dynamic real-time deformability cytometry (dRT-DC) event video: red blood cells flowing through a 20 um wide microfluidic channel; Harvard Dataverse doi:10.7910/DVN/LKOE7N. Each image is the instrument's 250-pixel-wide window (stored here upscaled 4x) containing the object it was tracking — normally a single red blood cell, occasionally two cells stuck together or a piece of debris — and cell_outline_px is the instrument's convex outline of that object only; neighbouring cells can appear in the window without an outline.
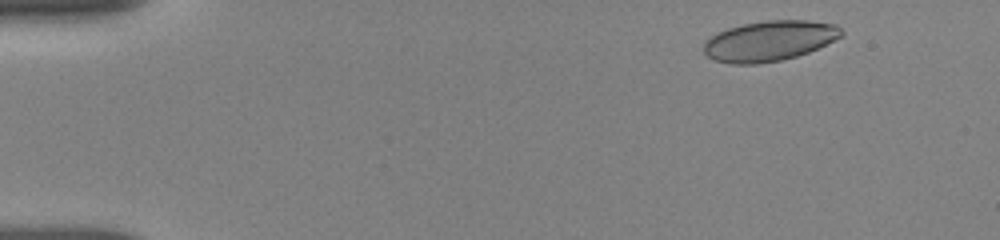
{"species": "human", "species_latin": "Homo sapiens", "temperature_condition": "room temperature", "stored_images_in_passage": 35, "camera_frame_rate_fps": 3000, "um_per_image_px": 0.085, "donor": {"sex": "female"}, "frame": {"image": 1, "passage_image": 3, "time_ms": 1.0, "image_size_px": [1000, 240], "cell_outline_px": [[844, 36], [808, 52], [796, 56], [780, 60], [756, 64], [732, 64], [716, 60], [708, 56], [704, 52], [704, 40], [716, 32], [728, 28], [744, 24], [764, 20], [808, 20], [836, 24], [844, 32]], "centroid_in_image_um": [65.4, 3.46], "position_along_channel_um": 19.6, "area_um2": 32.43}}
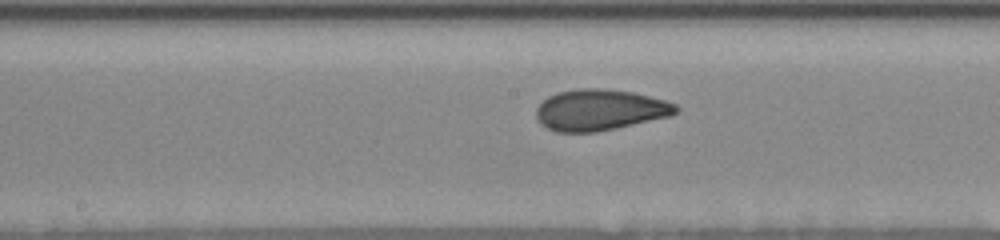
{"frame": {"image": 2, "passage_image": 19, "time_ms": 8.333, "image_size_px": [1000, 240], "cell_outline_px": [[680, 108], [676, 112], [668, 116], [616, 128], [596, 132], [556, 132], [548, 128], [536, 116], [536, 108], [548, 96], [556, 92], [576, 88], [600, 88], [632, 92], [664, 100], [676, 104]], "centroid_in_image_um": [50.97, 9.33], "position_along_channel_um": 197.2, "area_um2": 33.18}}
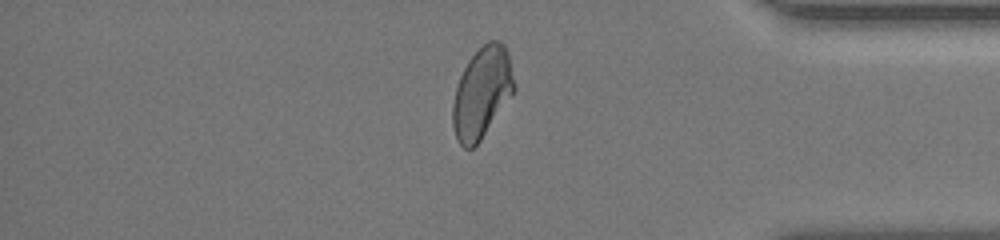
{"frame": {"image": 3, "passage_image": 31, "time_ms": 14.0, "image_size_px": [1000, 240], "cell_outline_px": [[516, 88], [480, 140], [472, 148], [464, 148], [456, 140], [452, 124], [452, 104], [456, 88], [460, 76], [468, 60], [488, 40], [500, 40], [504, 44], [508, 52]], "centroid_in_image_um": [40.95, 7.86], "position_along_channel_um": 394.3, "area_um2": 32.25}, "authors_computed_cell_mechanics": {"area_um2": 32.946, "velocity_mm_per_s": 3.8259, "shape_relaxation_time_tau1_ms": 6.161, "shape_relaxation_time_tau2_ms": 0.7973, "deformation_change_tau1": 0.1459, "deformation_change_tau2": 0.0497}}